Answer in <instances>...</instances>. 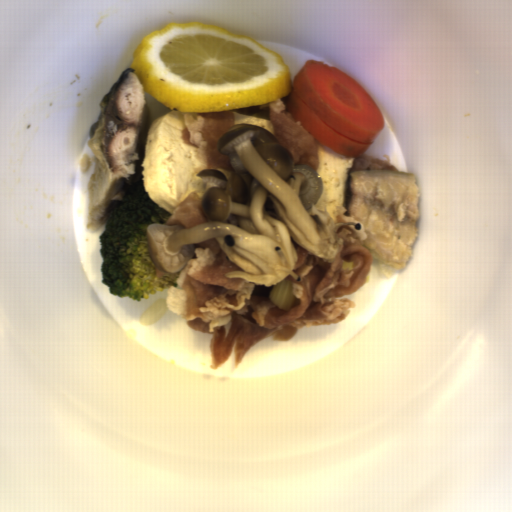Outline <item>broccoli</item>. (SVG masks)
I'll return each instance as SVG.
<instances>
[{
    "instance_id": "1",
    "label": "broccoli",
    "mask_w": 512,
    "mask_h": 512,
    "mask_svg": "<svg viewBox=\"0 0 512 512\" xmlns=\"http://www.w3.org/2000/svg\"><path fill=\"white\" fill-rule=\"evenodd\" d=\"M171 216L144 185H132L124 198L114 203L99 235L101 281L110 288L109 295L141 301L178 285L182 268L176 273L160 272L147 237L149 225H166Z\"/></svg>"
}]
</instances>
